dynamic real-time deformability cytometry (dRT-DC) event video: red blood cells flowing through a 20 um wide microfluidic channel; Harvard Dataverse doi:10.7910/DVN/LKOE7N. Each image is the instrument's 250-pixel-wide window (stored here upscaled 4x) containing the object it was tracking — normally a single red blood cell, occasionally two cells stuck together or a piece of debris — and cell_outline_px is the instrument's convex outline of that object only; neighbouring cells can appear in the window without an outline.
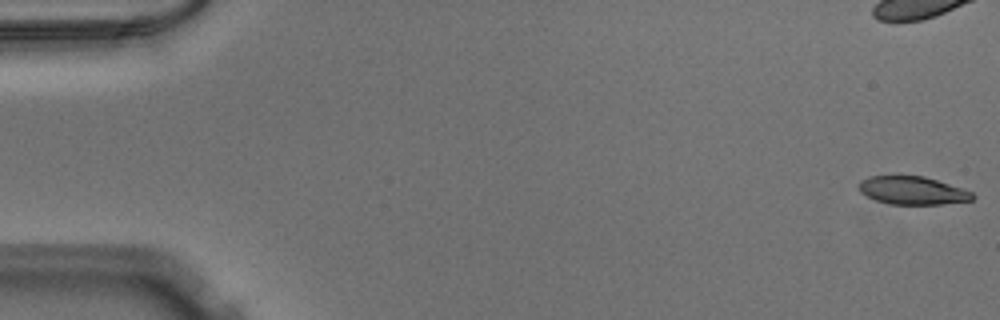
{"species": "Egyptian fruit bat (a non-hibernating species)", "species_latin": "Rousettus aegyptiacus", "temperature_condition": "warm", "stored_images_in_passage": 53, "camera_frame_rate_fps": 3000, "um_per_image_px": 0.085, "animal": {"sex": "male"}, "frame": {"image": 1, "passage_image": 1, "time_ms": 0.0, "image_size_px": [1000, 320], "cell_outline_px": [[976, 196], [972, 200], [940, 204], [888, 204], [876, 200], [860, 192], [860, 180], [868, 176], [924, 176], [964, 188], [972, 192]], "centroid_in_image_um": [77.59, 16.19], "position_along_channel_um": 7.4, "area_um2": 18.55}}